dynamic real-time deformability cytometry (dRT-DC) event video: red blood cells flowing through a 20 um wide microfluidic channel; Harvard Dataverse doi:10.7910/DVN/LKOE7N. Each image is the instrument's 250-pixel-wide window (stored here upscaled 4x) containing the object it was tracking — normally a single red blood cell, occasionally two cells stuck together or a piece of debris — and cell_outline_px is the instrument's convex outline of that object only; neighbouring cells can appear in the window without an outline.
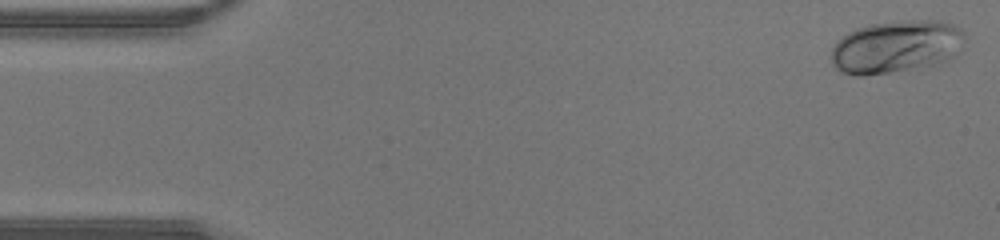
{"species": "human", "species_latin": "Homo sapiens", "temperature_condition": "warm", "stored_images_in_passage": 44, "camera_frame_rate_fps": 3000, "um_per_image_px": 0.085, "donor": {"sex": "male"}, "frame": {"image": 1, "passage_image": 1, "time_ms": 0.0, "image_size_px": [1000, 240], "cell_outline_px": [[964, 36], [956, 52], [952, 56], [944, 60], [932, 64], [888, 72], [864, 76], [856, 76], [840, 72], [832, 64], [832, 48], [848, 32], [856, 28], [868, 24], [904, 20], [940, 20], [952, 24], [960, 28], [964, 32]], "centroid_in_image_um": [76.12, 3.95], "position_along_channel_um": 8.9, "area_um2": 40.34}}
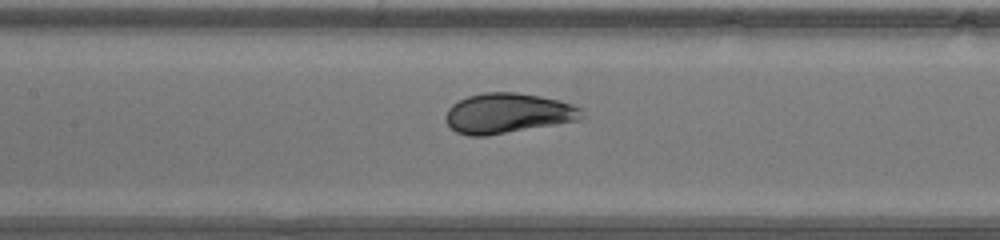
{"frame": {"image": 2, "passage_image": 20, "time_ms": 6.333, "image_size_px": [1000, 240], "cell_outline_px": [[588, 116], [580, 120], [484, 136], [468, 136], [456, 132], [444, 120], [444, 116], [448, 108], [452, 104], [468, 96], [484, 92], [516, 92], [540, 96], [560, 100], [584, 108]], "centroid_in_image_um": [43.21, 9.62], "position_along_channel_um": 164.2, "area_um2": 32.14}}
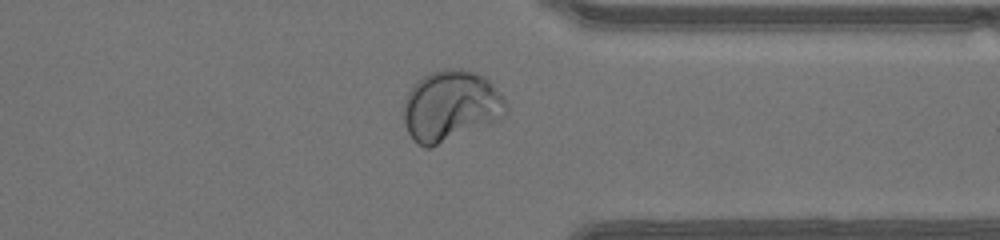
{"frame": {"image": 3, "passage_image": 34, "time_ms": 11.0, "image_size_px": [1000, 240], "cell_outline_px": [[508, 112], [500, 120], [432, 148], [424, 148], [416, 144], [412, 140], [404, 124], [404, 100], [408, 92], [424, 76], [432, 72], [444, 68], [460, 68], [476, 72], [484, 76], [496, 88], [508, 104]], "centroid_in_image_um": [38.33, 9.03], "position_along_channel_um": 373.1, "area_um2": 42.77}}